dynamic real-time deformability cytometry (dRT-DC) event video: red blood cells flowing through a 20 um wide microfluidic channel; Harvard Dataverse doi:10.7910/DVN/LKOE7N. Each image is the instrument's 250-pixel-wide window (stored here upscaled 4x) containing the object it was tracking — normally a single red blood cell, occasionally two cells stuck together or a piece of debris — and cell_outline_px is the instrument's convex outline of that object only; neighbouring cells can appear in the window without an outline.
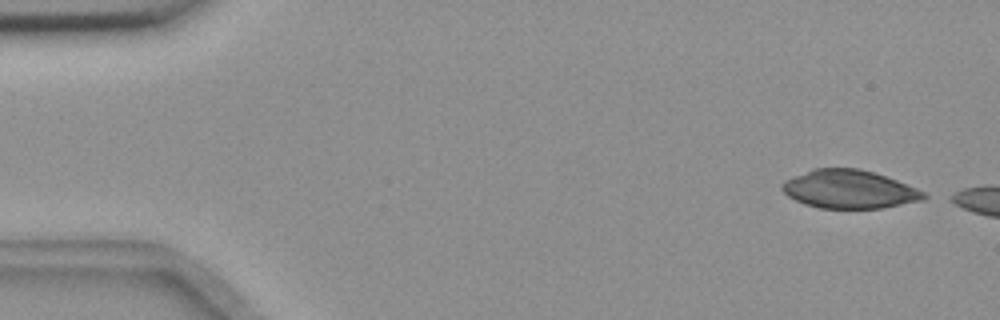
{"species": "common noctule bat (a hibernating species)", "species_latin": "Nyctalus noctula", "temperature_condition": "room temperature", "stored_images_in_passage": 47, "camera_frame_rate_fps": 3000, "um_per_image_px": 0.085, "animal": {"sex": "female", "body_mass_g": 18.4}, "frame": {"image": 1, "passage_image": 1, "time_ms": 0.0, "image_size_px": [1000, 320], "cell_outline_px": [[932, 196], [924, 200], [880, 208], [820, 208], [804, 204], [788, 196], [780, 188], [780, 184], [784, 180], [812, 168], [856, 168], [872, 172], [896, 180], [916, 188]], "centroid_in_image_um": [72.17, 16.09], "position_along_channel_um": 12.8, "area_um2": 31.67}}
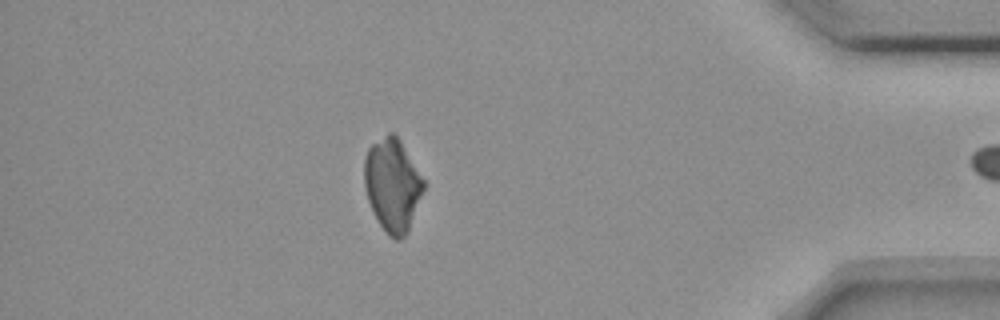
{"frame": {"image": 2, "passage_image": 46, "time_ms": 15.0, "image_size_px": [1000, 320], "cell_outline_px": [[424, 188], [408, 232], [400, 240], [396, 240], [388, 236], [380, 224], [368, 200], [364, 188], [364, 160], [368, 148], [372, 144], [388, 132], [392, 132], [400, 140], [424, 180]], "centroid_in_image_um": [33.35, 15.72], "position_along_channel_um": 401.9, "area_um2": 31.85}}